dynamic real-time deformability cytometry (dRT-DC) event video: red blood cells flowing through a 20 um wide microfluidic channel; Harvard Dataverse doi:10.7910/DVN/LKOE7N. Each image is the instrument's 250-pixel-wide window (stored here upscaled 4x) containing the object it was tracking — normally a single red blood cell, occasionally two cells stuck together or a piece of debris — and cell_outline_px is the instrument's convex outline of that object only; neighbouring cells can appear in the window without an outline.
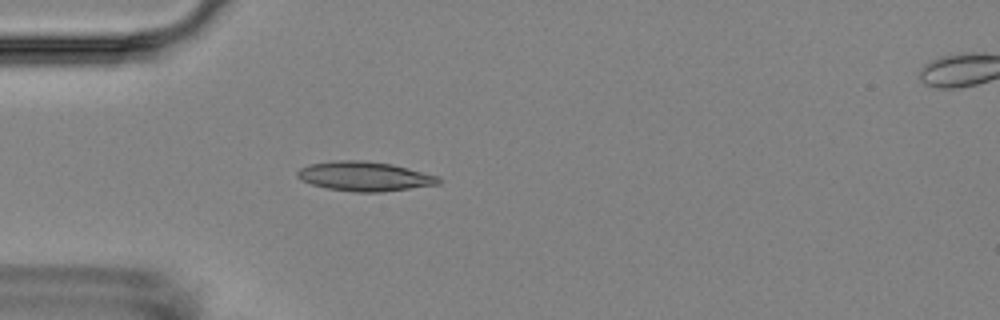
{"species": "Egyptian fruit bat (a non-hibernating species)", "species_latin": "Rousettus aegyptiacus", "temperature_condition": "room temperature", "stored_images_in_passage": 5, "camera_frame_rate_fps": 3000, "um_per_image_px": 0.085, "animal": {"sex": "female"}, "frame": {"image": 1, "passage_image": 4, "time_ms": 3.667, "image_size_px": [1000, 320], "cell_outline_px": [[440, 184], [380, 192], [352, 192], [328, 188], [312, 184], [300, 180], [296, 176], [296, 172], [300, 168], [308, 164], [336, 160], [364, 160], [392, 164], [408, 168], [436, 176], [440, 180]], "centroid_in_image_um": [30.93, 14.98], "position_along_channel_um": 54.1, "area_um2": 24.16}}